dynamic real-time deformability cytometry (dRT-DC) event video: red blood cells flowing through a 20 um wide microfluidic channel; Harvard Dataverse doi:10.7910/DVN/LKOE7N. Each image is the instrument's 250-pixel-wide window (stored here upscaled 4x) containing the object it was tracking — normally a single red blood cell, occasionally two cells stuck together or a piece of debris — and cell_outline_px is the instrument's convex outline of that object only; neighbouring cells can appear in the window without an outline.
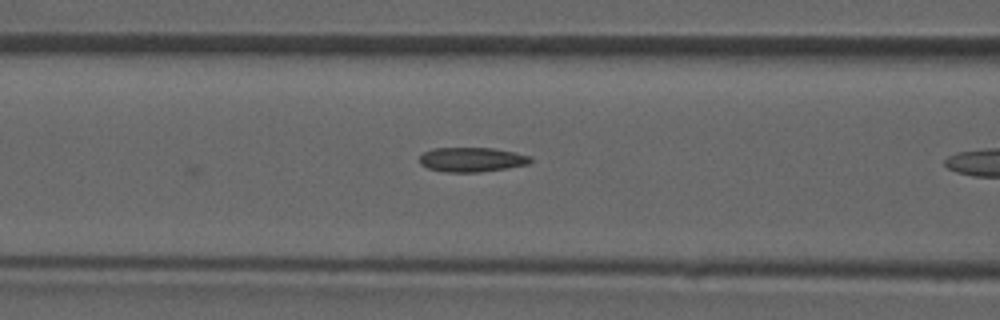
{"species": "common noctule bat (a hibernating species)", "species_latin": "Nyctalus noctula", "temperature_condition": "room temperature", "stored_images_in_passage": 18, "camera_frame_rate_fps": 3000, "um_per_image_px": 0.085, "animal": {"sex": "male", "forearm_length_mm": 52.5}, "frame": {"image": 1, "passage_image": 18, "time_ms": 5.667, "image_size_px": [1000, 320], "cell_outline_px": [[532, 160], [528, 164], [508, 168], [480, 172], [444, 172], [428, 168], [420, 164], [420, 156], [424, 152], [432, 148], [492, 148], [516, 152], [532, 156]], "centroid_in_image_um": [40.12, 13.56], "position_along_channel_um": 126.5, "area_um2": 15.95}}